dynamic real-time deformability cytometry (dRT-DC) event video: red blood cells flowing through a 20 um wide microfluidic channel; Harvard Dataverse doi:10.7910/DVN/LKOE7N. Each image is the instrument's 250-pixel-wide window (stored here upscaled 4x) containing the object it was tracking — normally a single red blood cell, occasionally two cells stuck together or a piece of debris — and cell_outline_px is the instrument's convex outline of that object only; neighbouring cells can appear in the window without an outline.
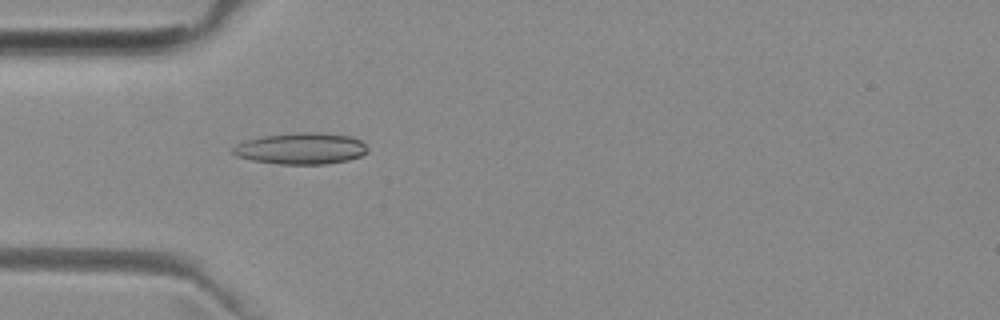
{"species": "common noctule bat (a hibernating species)", "species_latin": "Nyctalus noctula", "temperature_condition": "room temperature", "stored_images_in_passage": 37, "camera_frame_rate_fps": 3000, "um_per_image_px": 0.085, "animal": {"sex": "female", "body_mass_g": 29.2, "forearm_length_mm": 56.3}, "frame": {"image": 1, "passage_image": 1, "time_ms": 0.0, "image_size_px": [1000, 320], "cell_outline_px": [[368, 152], [360, 156], [348, 160], [324, 164], [280, 164], [252, 160], [236, 156], [232, 152], [232, 148], [236, 144], [244, 140], [264, 136], [296, 132], [320, 132], [352, 136], [360, 140], [368, 148]], "centroid_in_image_um": [25.59, 12.61], "position_along_channel_um": 59.4, "area_um2": 24.8}}
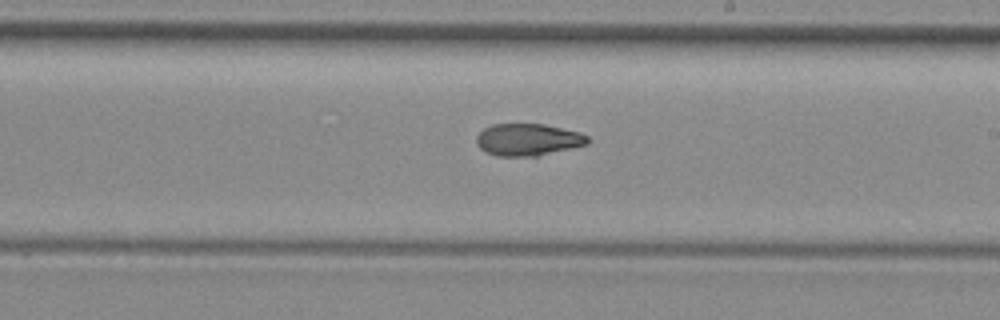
{"frame": {"image": 2, "passage_image": 15, "time_ms": 4.667, "image_size_px": [1000, 320], "cell_outline_px": [[588, 144], [536, 156], [496, 156], [484, 152], [476, 144], [476, 136], [484, 128], [492, 124], [544, 124], [580, 132], [588, 136]], "centroid_in_image_um": [44.84, 11.87], "position_along_channel_um": 244.2, "area_um2": 20.81}}
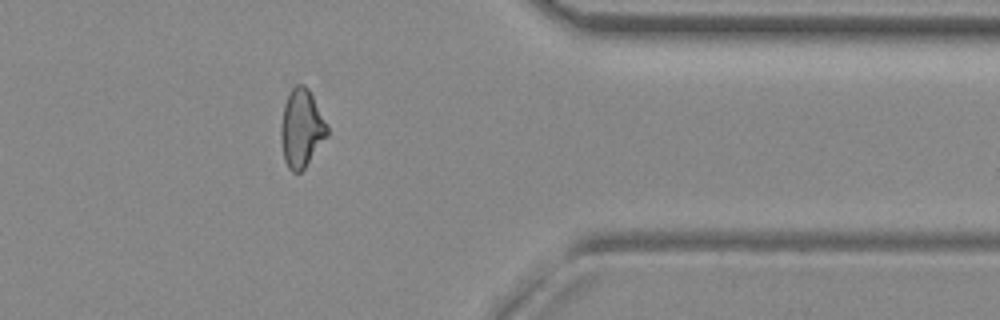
{"frame": {"image": 3, "passage_image": 27, "time_ms": 8.667, "image_size_px": [1000, 320], "cell_outline_px": [[328, 136], [304, 168], [300, 172], [292, 172], [288, 168], [284, 160], [280, 140], [280, 124], [284, 104], [288, 92], [296, 84], [304, 84], [308, 88], [328, 124]], "centroid_in_image_um": [25.61, 10.89], "position_along_channel_um": 385.8, "area_um2": 21.33}, "authors_computed_cell_mechanics": {"area_um2": 21.5594, "velocity_mm_per_s": 4.008, "shape_relaxation_time_tau1_ms": 9.8154, "shape_relaxation_time_tau2_ms": 3.1497, "deformation_change_tau1": 0.2398, "deformation_change_tau2": 0.0748}}